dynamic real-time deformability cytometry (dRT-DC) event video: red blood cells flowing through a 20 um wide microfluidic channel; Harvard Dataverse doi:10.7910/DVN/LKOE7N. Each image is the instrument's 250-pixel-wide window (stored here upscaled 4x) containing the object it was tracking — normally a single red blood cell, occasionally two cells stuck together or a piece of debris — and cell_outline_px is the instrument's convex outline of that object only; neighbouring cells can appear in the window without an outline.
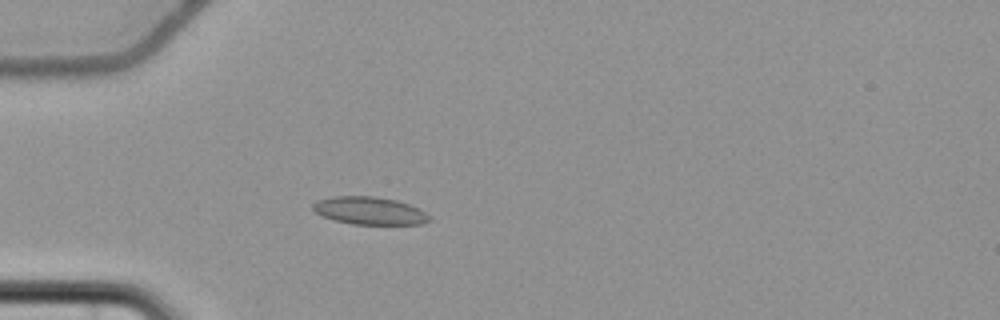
{"species": "common noctule bat (a hibernating species)", "species_latin": "Nyctalus noctula", "temperature_condition": "cold", "stored_images_in_passage": 7, "camera_frame_rate_fps": 3000, "um_per_image_px": 0.085, "animal": {"sex": "female", "body_mass_g": 22.7, "forearm_length_mm": 54.2}, "frame": {"image": 1, "passage_image": 6, "time_ms": 6.333, "image_size_px": [1000, 320], "cell_outline_px": [[432, 220], [424, 224], [352, 224], [336, 220], [324, 216], [316, 212], [312, 208], [312, 204], [316, 200], [332, 196], [376, 196], [396, 200], [420, 208], [432, 216]], "centroid_in_image_um": [31.46, 17.9], "position_along_channel_um": 53.5, "area_um2": 18.96}}